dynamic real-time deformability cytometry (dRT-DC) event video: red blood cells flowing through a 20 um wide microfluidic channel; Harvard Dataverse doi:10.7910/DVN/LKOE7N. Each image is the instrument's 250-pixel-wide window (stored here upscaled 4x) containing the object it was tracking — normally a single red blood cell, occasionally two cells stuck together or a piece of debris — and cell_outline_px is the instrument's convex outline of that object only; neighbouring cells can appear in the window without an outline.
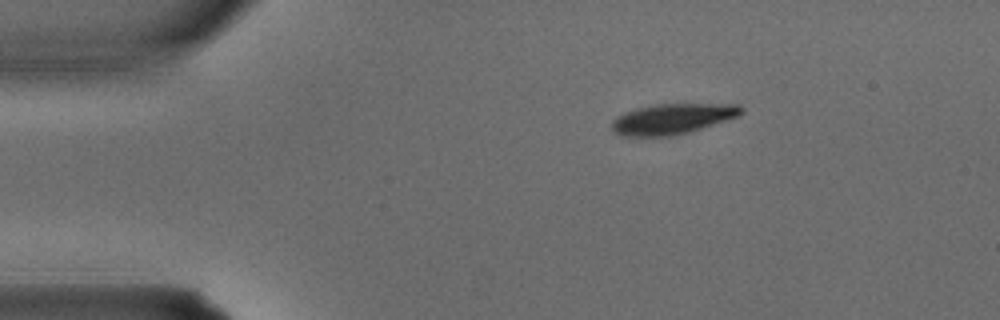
{"species": "common noctule bat (a hibernating species)", "species_latin": "Nyctalus noctula", "temperature_condition": "warm", "stored_images_in_passage": 2, "camera_frame_rate_fps": 3000, "um_per_image_px": 0.085, "animal": {"sex": "male", "body_mass_g": 15.6}, "frame": {"image": 1, "passage_image": 1, "time_ms": 0.0, "image_size_px": [1000, 320], "cell_outline_px": [[744, 112], [736, 116], [688, 132], [672, 136], [620, 136], [612, 132], [612, 120], [616, 116], [624, 112], [656, 104], [740, 104], [744, 108]], "centroid_in_image_um": [57.11, 10.1], "position_along_channel_um": 27.9, "area_um2": 22.77}}